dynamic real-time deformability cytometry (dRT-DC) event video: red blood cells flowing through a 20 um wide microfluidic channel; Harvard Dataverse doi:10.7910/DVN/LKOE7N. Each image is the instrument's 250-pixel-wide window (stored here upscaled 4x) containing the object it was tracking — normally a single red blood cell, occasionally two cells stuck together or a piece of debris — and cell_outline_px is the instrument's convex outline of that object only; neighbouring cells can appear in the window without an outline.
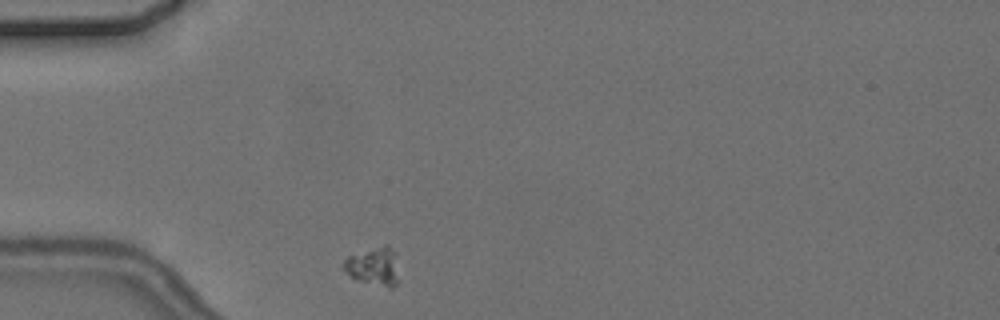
{"species": "common noctule bat (a hibernating species)", "species_latin": "Nyctalus noctula", "temperature_condition": "cold", "stored_images_in_passage": 5, "camera_frame_rate_fps": 3000, "um_per_image_px": 0.085, "animal": {"sex": "female", "body_mass_g": 24.6, "forearm_length_mm": 56.2}, "frame": {"image": 1, "passage_image": 1, "time_ms": 0.0, "image_size_px": [1000, 320], "cell_outline_px": [[396, 284], [392, 288], [388, 288], [360, 280], [348, 276], [340, 268], [344, 260], [348, 256], [384, 244], [388, 244], [396, 252]], "centroid_in_image_um": [31.71, 22.62], "position_along_channel_um": 53.3, "area_um2": 12.37}}
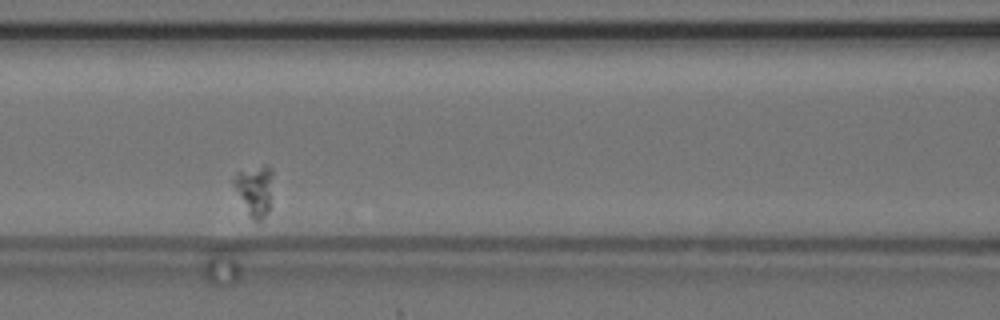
{"frame": {"image": 2, "passage_image": 4, "time_ms": 3.333, "image_size_px": [1000, 320], "cell_outline_px": [[272, 172], [268, 212], [260, 224], [252, 220], [232, 184], [232, 180], [236, 172], [264, 164], [272, 168]], "centroid_in_image_um": [21.63, 16.18], "position_along_channel_um": 145.0, "area_um2": 11.5}}
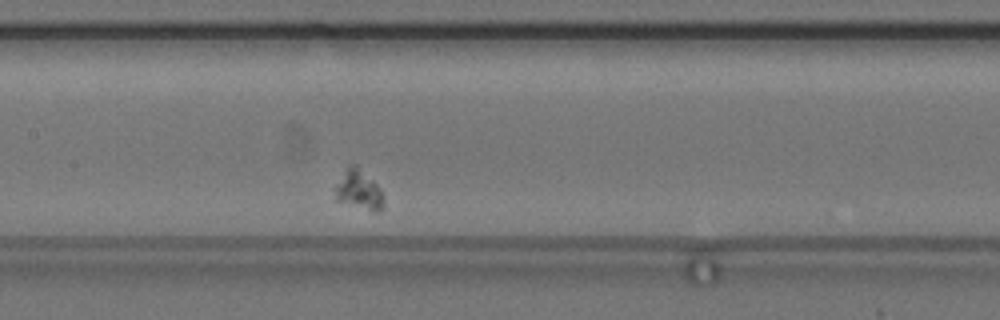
{"frame": {"image": 3, "passage_image": 5, "time_ms": 4.333, "image_size_px": [1000, 320], "cell_outline_px": [[384, 208], [380, 212], [372, 212], [336, 200], [336, 188], [348, 164], [356, 164], [380, 188], [384, 196]], "centroid_in_image_um": [30.56, 16.17], "position_along_channel_um": 176.8, "area_um2": 11.1}}